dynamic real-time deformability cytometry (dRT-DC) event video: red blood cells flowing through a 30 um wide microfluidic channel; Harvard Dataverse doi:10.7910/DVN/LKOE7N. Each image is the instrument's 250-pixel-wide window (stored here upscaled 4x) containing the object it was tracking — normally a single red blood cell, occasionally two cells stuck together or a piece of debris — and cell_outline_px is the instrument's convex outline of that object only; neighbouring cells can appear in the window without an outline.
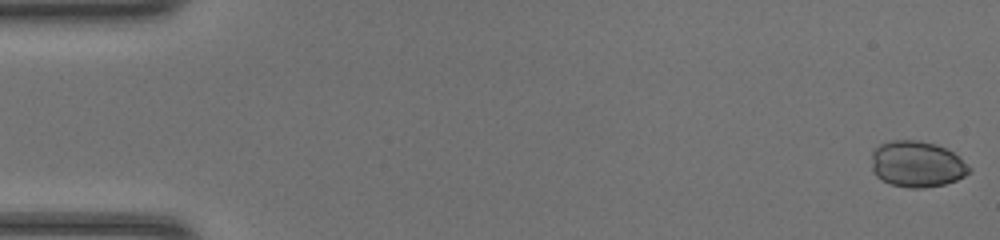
{"species": "common noctule bat (a hibernating species)", "species_latin": "Nyctalus noctula", "temperature_condition": "room temperature", "stored_images_in_passage": 48, "camera_frame_rate_fps": 3000, "um_per_image_px": 0.085, "animal": {"sex": "female", "body_mass_g": 20.0, "forearm_length_mm": 54.0}, "frame": {"image": 1, "passage_image": 1, "time_ms": 0.0, "image_size_px": [1000, 240], "cell_outline_px": [[972, 172], [956, 180], [944, 184], [924, 188], [908, 188], [892, 184], [880, 180], [872, 172], [872, 148], [888, 140], [916, 140], [936, 144], [952, 152], [968, 164], [972, 168]], "centroid_in_image_um": [77.92, 13.95], "position_along_channel_um": 7.1, "area_um2": 26.53}}
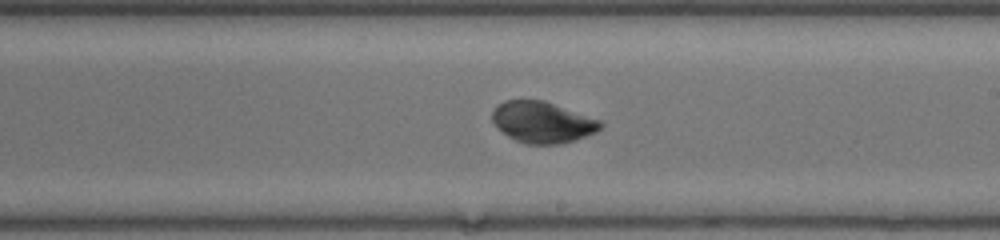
{"frame": {"image": 2, "passage_image": 28, "time_ms": 9.0, "image_size_px": [1000, 240], "cell_outline_px": [[604, 124], [596, 132], [576, 140], [560, 144], [528, 144], [516, 140], [508, 136], [492, 120], [492, 112], [496, 104], [504, 100], [544, 100], [600, 120]], "centroid_in_image_um": [46.11, 10.38], "position_along_channel_um": 242.9, "area_um2": 25.89}}
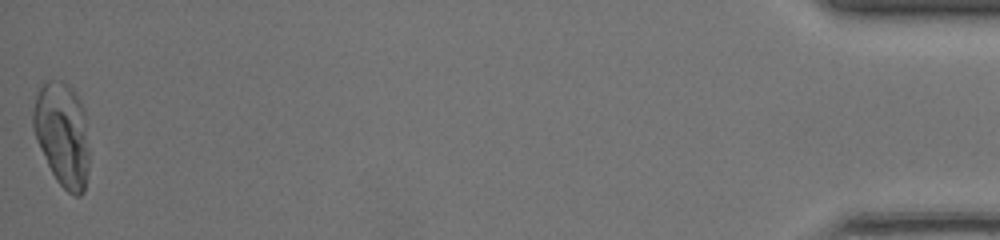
{"frame": {"image": 3, "passage_image": 48, "time_ms": 15.667, "image_size_px": [1000, 240], "cell_outline_px": [[88, 168], [84, 192], [80, 196], [72, 196], [56, 180], [36, 140], [32, 124], [32, 112], [36, 92], [44, 80], [60, 80], [68, 84], [72, 88], [80, 100], [84, 108], [88, 148]], "centroid_in_image_um": [5.28, 11.39], "position_along_channel_um": 429.9, "area_um2": 34.28}, "authors_computed_cell_mechanics": {"area_um2": 26.8192, "velocity_mm_per_s": 4.3228, "shape_relaxation_time_tau1_ms": 3.8137, "shape_relaxation_time_tau2_ms": null, "deformation_change_tau1": 0.0821, "deformation_change_tau2": null}}